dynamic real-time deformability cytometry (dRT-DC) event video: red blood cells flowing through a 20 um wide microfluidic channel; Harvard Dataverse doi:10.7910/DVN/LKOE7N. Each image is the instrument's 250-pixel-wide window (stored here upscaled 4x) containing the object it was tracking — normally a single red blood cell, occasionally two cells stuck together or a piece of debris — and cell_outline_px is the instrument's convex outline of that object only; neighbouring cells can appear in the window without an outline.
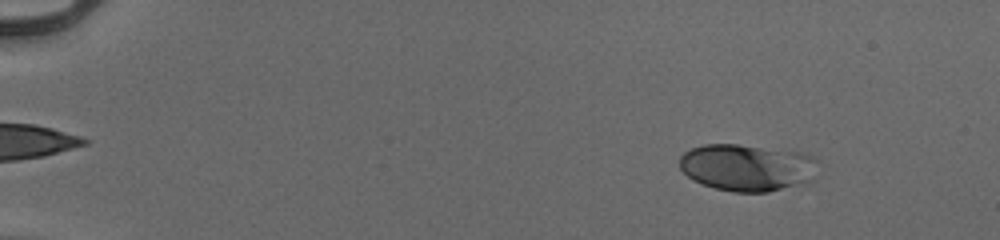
{"species": "human", "species_latin": "Homo sapiens", "temperature_condition": "cold", "stored_images_in_passage": 11, "camera_frame_rate_fps": 3000, "um_per_image_px": 0.085, "donor": {"sex": "male"}, "frame": {"image": 1, "passage_image": 7, "time_ms": 2.0, "image_size_px": [1000, 240], "cell_outline_px": [[816, 160], [812, 180], [808, 184], [768, 192], [732, 192], [716, 188], [692, 180], [680, 168], [680, 156], [684, 152], [692, 148], [704, 144], [736, 144], [800, 152], [812, 156]], "centroid_in_image_um": [63.51, 14.25], "position_along_channel_um": 21.5, "area_um2": 37.97}}